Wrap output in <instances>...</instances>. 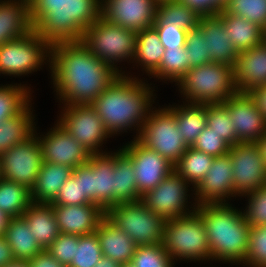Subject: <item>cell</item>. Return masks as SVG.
Instances as JSON below:
<instances>
[{"label": "cell", "instance_id": "6da1fadb", "mask_svg": "<svg viewBox=\"0 0 266 267\" xmlns=\"http://www.w3.org/2000/svg\"><path fill=\"white\" fill-rule=\"evenodd\" d=\"M50 78L63 105L91 104L120 75L81 42L51 46Z\"/></svg>", "mask_w": 266, "mask_h": 267}, {"label": "cell", "instance_id": "7a4b0ae2", "mask_svg": "<svg viewBox=\"0 0 266 267\" xmlns=\"http://www.w3.org/2000/svg\"><path fill=\"white\" fill-rule=\"evenodd\" d=\"M128 73L120 74L91 106L111 136L134 129L136 138L150 111L154 109L152 105L156 95L152 84Z\"/></svg>", "mask_w": 266, "mask_h": 267}, {"label": "cell", "instance_id": "3957f363", "mask_svg": "<svg viewBox=\"0 0 266 267\" xmlns=\"http://www.w3.org/2000/svg\"><path fill=\"white\" fill-rule=\"evenodd\" d=\"M29 8L33 30L51 46L81 41L101 17V0H32Z\"/></svg>", "mask_w": 266, "mask_h": 267}, {"label": "cell", "instance_id": "277c9868", "mask_svg": "<svg viewBox=\"0 0 266 267\" xmlns=\"http://www.w3.org/2000/svg\"><path fill=\"white\" fill-rule=\"evenodd\" d=\"M230 203L200 204V214L211 251V261L242 264L247 256L250 226L242 210Z\"/></svg>", "mask_w": 266, "mask_h": 267}, {"label": "cell", "instance_id": "5b68a950", "mask_svg": "<svg viewBox=\"0 0 266 267\" xmlns=\"http://www.w3.org/2000/svg\"><path fill=\"white\" fill-rule=\"evenodd\" d=\"M175 85L188 103L223 104L238 92L234 67L216 62L190 68Z\"/></svg>", "mask_w": 266, "mask_h": 267}, {"label": "cell", "instance_id": "8992f818", "mask_svg": "<svg viewBox=\"0 0 266 267\" xmlns=\"http://www.w3.org/2000/svg\"><path fill=\"white\" fill-rule=\"evenodd\" d=\"M161 244L174 263L175 260L211 262L206 228L197 211L166 220Z\"/></svg>", "mask_w": 266, "mask_h": 267}, {"label": "cell", "instance_id": "52a82bcc", "mask_svg": "<svg viewBox=\"0 0 266 267\" xmlns=\"http://www.w3.org/2000/svg\"><path fill=\"white\" fill-rule=\"evenodd\" d=\"M81 42L100 61L109 64L120 74L118 63H131L135 56L137 32L107 22L100 17L83 34ZM129 60V61H128Z\"/></svg>", "mask_w": 266, "mask_h": 267}, {"label": "cell", "instance_id": "ba28073f", "mask_svg": "<svg viewBox=\"0 0 266 267\" xmlns=\"http://www.w3.org/2000/svg\"><path fill=\"white\" fill-rule=\"evenodd\" d=\"M50 62L51 45L34 30L0 46V75L16 78L33 74L45 64L50 69Z\"/></svg>", "mask_w": 266, "mask_h": 267}, {"label": "cell", "instance_id": "9c48e42d", "mask_svg": "<svg viewBox=\"0 0 266 267\" xmlns=\"http://www.w3.org/2000/svg\"><path fill=\"white\" fill-rule=\"evenodd\" d=\"M136 139L175 165L188 149L179 133L175 115L165 106L152 109Z\"/></svg>", "mask_w": 266, "mask_h": 267}, {"label": "cell", "instance_id": "30bf717a", "mask_svg": "<svg viewBox=\"0 0 266 267\" xmlns=\"http://www.w3.org/2000/svg\"><path fill=\"white\" fill-rule=\"evenodd\" d=\"M106 216L123 230L137 247L162 243L166 220L152 212L141 201L119 203L110 207Z\"/></svg>", "mask_w": 266, "mask_h": 267}, {"label": "cell", "instance_id": "8fae6325", "mask_svg": "<svg viewBox=\"0 0 266 267\" xmlns=\"http://www.w3.org/2000/svg\"><path fill=\"white\" fill-rule=\"evenodd\" d=\"M61 108L57 122L64 130L91 154L106 152L101 146L112 136L91 104L63 105Z\"/></svg>", "mask_w": 266, "mask_h": 267}, {"label": "cell", "instance_id": "7c38bea8", "mask_svg": "<svg viewBox=\"0 0 266 267\" xmlns=\"http://www.w3.org/2000/svg\"><path fill=\"white\" fill-rule=\"evenodd\" d=\"M190 186L184 178L173 170L154 189L143 194L140 201L165 220L186 216L194 213L197 208L196 202L193 204L188 202L191 196ZM187 203H191V205L188 206Z\"/></svg>", "mask_w": 266, "mask_h": 267}, {"label": "cell", "instance_id": "4fadbf2b", "mask_svg": "<svg viewBox=\"0 0 266 267\" xmlns=\"http://www.w3.org/2000/svg\"><path fill=\"white\" fill-rule=\"evenodd\" d=\"M229 155L233 167L235 197L266 185L265 159L258 143H237L230 146Z\"/></svg>", "mask_w": 266, "mask_h": 267}, {"label": "cell", "instance_id": "5bb4252c", "mask_svg": "<svg viewBox=\"0 0 266 267\" xmlns=\"http://www.w3.org/2000/svg\"><path fill=\"white\" fill-rule=\"evenodd\" d=\"M1 159L3 179L20 183L30 190L34 187L43 163L42 147L35 133L6 150Z\"/></svg>", "mask_w": 266, "mask_h": 267}, {"label": "cell", "instance_id": "9a60e30c", "mask_svg": "<svg viewBox=\"0 0 266 267\" xmlns=\"http://www.w3.org/2000/svg\"><path fill=\"white\" fill-rule=\"evenodd\" d=\"M122 149L132 159L137 189L141 196L154 189L174 170L172 163L142 145L136 138L123 145Z\"/></svg>", "mask_w": 266, "mask_h": 267}, {"label": "cell", "instance_id": "2e32d148", "mask_svg": "<svg viewBox=\"0 0 266 267\" xmlns=\"http://www.w3.org/2000/svg\"><path fill=\"white\" fill-rule=\"evenodd\" d=\"M155 0H101V17L135 32L152 27L157 19Z\"/></svg>", "mask_w": 266, "mask_h": 267}, {"label": "cell", "instance_id": "e0dca14e", "mask_svg": "<svg viewBox=\"0 0 266 267\" xmlns=\"http://www.w3.org/2000/svg\"><path fill=\"white\" fill-rule=\"evenodd\" d=\"M35 134L42 147L43 162L67 165L73 169L89 161L91 153L87 151L56 121L55 126L45 135Z\"/></svg>", "mask_w": 266, "mask_h": 267}, {"label": "cell", "instance_id": "ac0fdd59", "mask_svg": "<svg viewBox=\"0 0 266 267\" xmlns=\"http://www.w3.org/2000/svg\"><path fill=\"white\" fill-rule=\"evenodd\" d=\"M229 112L240 143H258L266 134V119L248 93L230 96L223 103Z\"/></svg>", "mask_w": 266, "mask_h": 267}, {"label": "cell", "instance_id": "d6986e66", "mask_svg": "<svg viewBox=\"0 0 266 267\" xmlns=\"http://www.w3.org/2000/svg\"><path fill=\"white\" fill-rule=\"evenodd\" d=\"M192 198L197 205L230 203L235 197L233 167L229 153L214 157L206 176L194 189ZM195 197V198H194Z\"/></svg>", "mask_w": 266, "mask_h": 267}, {"label": "cell", "instance_id": "ffe728a7", "mask_svg": "<svg viewBox=\"0 0 266 267\" xmlns=\"http://www.w3.org/2000/svg\"><path fill=\"white\" fill-rule=\"evenodd\" d=\"M61 233L88 235L96 232L106 212L95 203L79 205L51 204Z\"/></svg>", "mask_w": 266, "mask_h": 267}, {"label": "cell", "instance_id": "44dd1931", "mask_svg": "<svg viewBox=\"0 0 266 267\" xmlns=\"http://www.w3.org/2000/svg\"><path fill=\"white\" fill-rule=\"evenodd\" d=\"M235 86L239 93H249L266 84V43L239 52L234 66Z\"/></svg>", "mask_w": 266, "mask_h": 267}, {"label": "cell", "instance_id": "7402d4cb", "mask_svg": "<svg viewBox=\"0 0 266 267\" xmlns=\"http://www.w3.org/2000/svg\"><path fill=\"white\" fill-rule=\"evenodd\" d=\"M199 27L203 30L211 62L234 67L239 52L231 42L222 19L218 15L201 16Z\"/></svg>", "mask_w": 266, "mask_h": 267}, {"label": "cell", "instance_id": "603a6c76", "mask_svg": "<svg viewBox=\"0 0 266 267\" xmlns=\"http://www.w3.org/2000/svg\"><path fill=\"white\" fill-rule=\"evenodd\" d=\"M95 233L103 256L120 264L131 263L137 247L135 242L106 215L100 220Z\"/></svg>", "mask_w": 266, "mask_h": 267}, {"label": "cell", "instance_id": "cb8c5ba5", "mask_svg": "<svg viewBox=\"0 0 266 267\" xmlns=\"http://www.w3.org/2000/svg\"><path fill=\"white\" fill-rule=\"evenodd\" d=\"M29 3L23 0H0V46L30 33Z\"/></svg>", "mask_w": 266, "mask_h": 267}, {"label": "cell", "instance_id": "d4e9b609", "mask_svg": "<svg viewBox=\"0 0 266 267\" xmlns=\"http://www.w3.org/2000/svg\"><path fill=\"white\" fill-rule=\"evenodd\" d=\"M89 162L93 165V203L106 212L114 206V152L91 154Z\"/></svg>", "mask_w": 266, "mask_h": 267}, {"label": "cell", "instance_id": "484cf974", "mask_svg": "<svg viewBox=\"0 0 266 267\" xmlns=\"http://www.w3.org/2000/svg\"><path fill=\"white\" fill-rule=\"evenodd\" d=\"M72 171L73 168L67 165L43 162L31 189L32 203L51 204Z\"/></svg>", "mask_w": 266, "mask_h": 267}, {"label": "cell", "instance_id": "4316f807", "mask_svg": "<svg viewBox=\"0 0 266 267\" xmlns=\"http://www.w3.org/2000/svg\"><path fill=\"white\" fill-rule=\"evenodd\" d=\"M114 206L119 203L137 202L141 195L137 189L136 176L131 157L122 149L114 152L113 170Z\"/></svg>", "mask_w": 266, "mask_h": 267}, {"label": "cell", "instance_id": "83f0119b", "mask_svg": "<svg viewBox=\"0 0 266 267\" xmlns=\"http://www.w3.org/2000/svg\"><path fill=\"white\" fill-rule=\"evenodd\" d=\"M21 217L43 249H47L61 233L51 204L32 203Z\"/></svg>", "mask_w": 266, "mask_h": 267}, {"label": "cell", "instance_id": "f1b7e54d", "mask_svg": "<svg viewBox=\"0 0 266 267\" xmlns=\"http://www.w3.org/2000/svg\"><path fill=\"white\" fill-rule=\"evenodd\" d=\"M166 106L174 115L179 133L188 147H192L199 134L207 126V104L188 103Z\"/></svg>", "mask_w": 266, "mask_h": 267}, {"label": "cell", "instance_id": "f546056e", "mask_svg": "<svg viewBox=\"0 0 266 267\" xmlns=\"http://www.w3.org/2000/svg\"><path fill=\"white\" fill-rule=\"evenodd\" d=\"M218 16L222 19L229 38L238 52L249 50L264 42V29L255 23L241 16L229 14L224 9Z\"/></svg>", "mask_w": 266, "mask_h": 267}, {"label": "cell", "instance_id": "4dcf8cb0", "mask_svg": "<svg viewBox=\"0 0 266 267\" xmlns=\"http://www.w3.org/2000/svg\"><path fill=\"white\" fill-rule=\"evenodd\" d=\"M32 102L20 113L0 123V156L11 147L22 143L35 132L36 122Z\"/></svg>", "mask_w": 266, "mask_h": 267}, {"label": "cell", "instance_id": "1f68e13d", "mask_svg": "<svg viewBox=\"0 0 266 267\" xmlns=\"http://www.w3.org/2000/svg\"><path fill=\"white\" fill-rule=\"evenodd\" d=\"M164 51L165 48L156 29L153 26L146 28L137 32L135 56L132 63H135L134 67L140 66L141 70L150 76L159 67Z\"/></svg>", "mask_w": 266, "mask_h": 267}, {"label": "cell", "instance_id": "d6a6232c", "mask_svg": "<svg viewBox=\"0 0 266 267\" xmlns=\"http://www.w3.org/2000/svg\"><path fill=\"white\" fill-rule=\"evenodd\" d=\"M4 237L10 245L14 258L18 260L28 261L44 250L22 217L9 219Z\"/></svg>", "mask_w": 266, "mask_h": 267}, {"label": "cell", "instance_id": "836d02e7", "mask_svg": "<svg viewBox=\"0 0 266 267\" xmlns=\"http://www.w3.org/2000/svg\"><path fill=\"white\" fill-rule=\"evenodd\" d=\"M201 15L188 5L175 1L158 3L157 19L153 25H173L186 31L197 29Z\"/></svg>", "mask_w": 266, "mask_h": 267}, {"label": "cell", "instance_id": "e575fe53", "mask_svg": "<svg viewBox=\"0 0 266 267\" xmlns=\"http://www.w3.org/2000/svg\"><path fill=\"white\" fill-rule=\"evenodd\" d=\"M213 160L214 156L198 151L193 147H188L179 161L174 165V170L193 186L190 189L194 192V189L206 176Z\"/></svg>", "mask_w": 266, "mask_h": 267}, {"label": "cell", "instance_id": "d590c367", "mask_svg": "<svg viewBox=\"0 0 266 267\" xmlns=\"http://www.w3.org/2000/svg\"><path fill=\"white\" fill-rule=\"evenodd\" d=\"M31 204L30 189L17 182L0 180V211L10 218L21 217Z\"/></svg>", "mask_w": 266, "mask_h": 267}, {"label": "cell", "instance_id": "8d00e7d4", "mask_svg": "<svg viewBox=\"0 0 266 267\" xmlns=\"http://www.w3.org/2000/svg\"><path fill=\"white\" fill-rule=\"evenodd\" d=\"M32 92L25 84L0 85V123L20 114L32 101Z\"/></svg>", "mask_w": 266, "mask_h": 267}, {"label": "cell", "instance_id": "74e56055", "mask_svg": "<svg viewBox=\"0 0 266 267\" xmlns=\"http://www.w3.org/2000/svg\"><path fill=\"white\" fill-rule=\"evenodd\" d=\"M189 70L185 47L173 48L164 51L159 67L150 75V78L155 77L163 82L170 81L177 84Z\"/></svg>", "mask_w": 266, "mask_h": 267}, {"label": "cell", "instance_id": "f35d334b", "mask_svg": "<svg viewBox=\"0 0 266 267\" xmlns=\"http://www.w3.org/2000/svg\"><path fill=\"white\" fill-rule=\"evenodd\" d=\"M207 126L220 135L230 146L240 143L228 109L224 104H207Z\"/></svg>", "mask_w": 266, "mask_h": 267}, {"label": "cell", "instance_id": "ab89813d", "mask_svg": "<svg viewBox=\"0 0 266 267\" xmlns=\"http://www.w3.org/2000/svg\"><path fill=\"white\" fill-rule=\"evenodd\" d=\"M103 256L97 234L79 236L74 257L68 267H93Z\"/></svg>", "mask_w": 266, "mask_h": 267}, {"label": "cell", "instance_id": "60d3db41", "mask_svg": "<svg viewBox=\"0 0 266 267\" xmlns=\"http://www.w3.org/2000/svg\"><path fill=\"white\" fill-rule=\"evenodd\" d=\"M224 10L266 29V0H230Z\"/></svg>", "mask_w": 266, "mask_h": 267}, {"label": "cell", "instance_id": "b9f144b4", "mask_svg": "<svg viewBox=\"0 0 266 267\" xmlns=\"http://www.w3.org/2000/svg\"><path fill=\"white\" fill-rule=\"evenodd\" d=\"M131 264L134 267H174L176 263L159 243L136 247Z\"/></svg>", "mask_w": 266, "mask_h": 267}, {"label": "cell", "instance_id": "7bdbcfd3", "mask_svg": "<svg viewBox=\"0 0 266 267\" xmlns=\"http://www.w3.org/2000/svg\"><path fill=\"white\" fill-rule=\"evenodd\" d=\"M244 267H266V225L250 227Z\"/></svg>", "mask_w": 266, "mask_h": 267}, {"label": "cell", "instance_id": "ee69618b", "mask_svg": "<svg viewBox=\"0 0 266 267\" xmlns=\"http://www.w3.org/2000/svg\"><path fill=\"white\" fill-rule=\"evenodd\" d=\"M248 201L244 217L250 227L266 225V185L259 187L257 190L245 194Z\"/></svg>", "mask_w": 266, "mask_h": 267}, {"label": "cell", "instance_id": "f6af8a7d", "mask_svg": "<svg viewBox=\"0 0 266 267\" xmlns=\"http://www.w3.org/2000/svg\"><path fill=\"white\" fill-rule=\"evenodd\" d=\"M206 43L203 30L199 26L187 32L185 50L189 69L211 62Z\"/></svg>", "mask_w": 266, "mask_h": 267}, {"label": "cell", "instance_id": "bcb514c9", "mask_svg": "<svg viewBox=\"0 0 266 267\" xmlns=\"http://www.w3.org/2000/svg\"><path fill=\"white\" fill-rule=\"evenodd\" d=\"M192 147L214 157L225 155L230 149V145L208 126L198 135Z\"/></svg>", "mask_w": 266, "mask_h": 267}, {"label": "cell", "instance_id": "7dc6e473", "mask_svg": "<svg viewBox=\"0 0 266 267\" xmlns=\"http://www.w3.org/2000/svg\"><path fill=\"white\" fill-rule=\"evenodd\" d=\"M78 240L79 235L60 233L47 250L57 261L68 267L74 257Z\"/></svg>", "mask_w": 266, "mask_h": 267}, {"label": "cell", "instance_id": "c3c4849f", "mask_svg": "<svg viewBox=\"0 0 266 267\" xmlns=\"http://www.w3.org/2000/svg\"><path fill=\"white\" fill-rule=\"evenodd\" d=\"M91 203L85 195H81L80 179L73 174L65 181L55 200L51 204L79 205Z\"/></svg>", "mask_w": 266, "mask_h": 267}, {"label": "cell", "instance_id": "681fc988", "mask_svg": "<svg viewBox=\"0 0 266 267\" xmlns=\"http://www.w3.org/2000/svg\"><path fill=\"white\" fill-rule=\"evenodd\" d=\"M159 34L160 41L165 50L185 47L186 30L173 25H152Z\"/></svg>", "mask_w": 266, "mask_h": 267}, {"label": "cell", "instance_id": "f907efd6", "mask_svg": "<svg viewBox=\"0 0 266 267\" xmlns=\"http://www.w3.org/2000/svg\"><path fill=\"white\" fill-rule=\"evenodd\" d=\"M72 174L80 179L81 195L93 203V165L88 161L73 169Z\"/></svg>", "mask_w": 266, "mask_h": 267}, {"label": "cell", "instance_id": "816d5d0a", "mask_svg": "<svg viewBox=\"0 0 266 267\" xmlns=\"http://www.w3.org/2000/svg\"><path fill=\"white\" fill-rule=\"evenodd\" d=\"M201 16L218 15L225 6L219 0H178Z\"/></svg>", "mask_w": 266, "mask_h": 267}, {"label": "cell", "instance_id": "f5cc1de1", "mask_svg": "<svg viewBox=\"0 0 266 267\" xmlns=\"http://www.w3.org/2000/svg\"><path fill=\"white\" fill-rule=\"evenodd\" d=\"M27 262L29 267H67L57 261L47 249H44Z\"/></svg>", "mask_w": 266, "mask_h": 267}, {"label": "cell", "instance_id": "db71d44e", "mask_svg": "<svg viewBox=\"0 0 266 267\" xmlns=\"http://www.w3.org/2000/svg\"><path fill=\"white\" fill-rule=\"evenodd\" d=\"M255 101L258 110L264 115L266 119V84L253 88L248 93Z\"/></svg>", "mask_w": 266, "mask_h": 267}, {"label": "cell", "instance_id": "11a10c76", "mask_svg": "<svg viewBox=\"0 0 266 267\" xmlns=\"http://www.w3.org/2000/svg\"><path fill=\"white\" fill-rule=\"evenodd\" d=\"M14 259L10 245L4 235H0V267H3Z\"/></svg>", "mask_w": 266, "mask_h": 267}, {"label": "cell", "instance_id": "9f6ffc18", "mask_svg": "<svg viewBox=\"0 0 266 267\" xmlns=\"http://www.w3.org/2000/svg\"><path fill=\"white\" fill-rule=\"evenodd\" d=\"M93 267H121V264L108 257L102 256Z\"/></svg>", "mask_w": 266, "mask_h": 267}, {"label": "cell", "instance_id": "6f0895ef", "mask_svg": "<svg viewBox=\"0 0 266 267\" xmlns=\"http://www.w3.org/2000/svg\"><path fill=\"white\" fill-rule=\"evenodd\" d=\"M10 217L0 211V235H4Z\"/></svg>", "mask_w": 266, "mask_h": 267}, {"label": "cell", "instance_id": "680465c9", "mask_svg": "<svg viewBox=\"0 0 266 267\" xmlns=\"http://www.w3.org/2000/svg\"><path fill=\"white\" fill-rule=\"evenodd\" d=\"M3 267H29V265H28V262L26 260L14 259L11 262H8Z\"/></svg>", "mask_w": 266, "mask_h": 267}, {"label": "cell", "instance_id": "91938a15", "mask_svg": "<svg viewBox=\"0 0 266 267\" xmlns=\"http://www.w3.org/2000/svg\"><path fill=\"white\" fill-rule=\"evenodd\" d=\"M258 144L261 146V150L265 159V165H266V134L265 136L258 142Z\"/></svg>", "mask_w": 266, "mask_h": 267}, {"label": "cell", "instance_id": "94428289", "mask_svg": "<svg viewBox=\"0 0 266 267\" xmlns=\"http://www.w3.org/2000/svg\"><path fill=\"white\" fill-rule=\"evenodd\" d=\"M3 179V174H2V159L0 156V180Z\"/></svg>", "mask_w": 266, "mask_h": 267}, {"label": "cell", "instance_id": "6125c7cd", "mask_svg": "<svg viewBox=\"0 0 266 267\" xmlns=\"http://www.w3.org/2000/svg\"><path fill=\"white\" fill-rule=\"evenodd\" d=\"M121 267H134L131 263L121 264Z\"/></svg>", "mask_w": 266, "mask_h": 267}, {"label": "cell", "instance_id": "be15d7a7", "mask_svg": "<svg viewBox=\"0 0 266 267\" xmlns=\"http://www.w3.org/2000/svg\"><path fill=\"white\" fill-rule=\"evenodd\" d=\"M224 6L230 1V0H219Z\"/></svg>", "mask_w": 266, "mask_h": 267}, {"label": "cell", "instance_id": "e7e4bbea", "mask_svg": "<svg viewBox=\"0 0 266 267\" xmlns=\"http://www.w3.org/2000/svg\"><path fill=\"white\" fill-rule=\"evenodd\" d=\"M157 3H161V2H164V1H175V0H155Z\"/></svg>", "mask_w": 266, "mask_h": 267}, {"label": "cell", "instance_id": "03108f58", "mask_svg": "<svg viewBox=\"0 0 266 267\" xmlns=\"http://www.w3.org/2000/svg\"><path fill=\"white\" fill-rule=\"evenodd\" d=\"M264 42L266 43V29L264 30Z\"/></svg>", "mask_w": 266, "mask_h": 267}]
</instances>
